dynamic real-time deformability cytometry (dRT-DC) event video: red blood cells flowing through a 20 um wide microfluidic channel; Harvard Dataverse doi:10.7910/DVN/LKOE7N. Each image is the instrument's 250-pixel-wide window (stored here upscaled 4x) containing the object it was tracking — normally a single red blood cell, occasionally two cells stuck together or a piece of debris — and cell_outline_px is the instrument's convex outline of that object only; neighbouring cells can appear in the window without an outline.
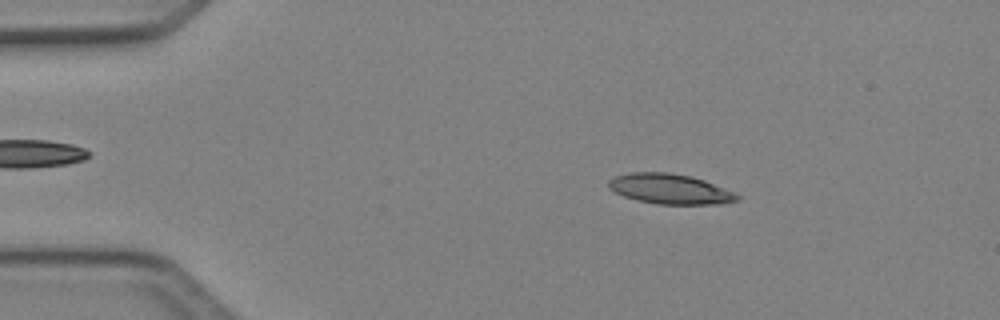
{"species": "Egyptian fruit bat (a non-hibernating species)", "species_latin": "Rousettus aegyptiacus", "temperature_condition": "cold", "stored_images_in_passage": 48, "camera_frame_rate_fps": 3000, "um_per_image_px": 0.085, "animal": {"sex": "female"}, "frame": {"image": 1, "passage_image": 8, "time_ms": 2.333, "image_size_px": [1000, 320], "cell_outline_px": [[740, 200], [724, 204], [656, 204], [636, 200], [624, 196], [608, 188], [608, 180], [616, 176], [628, 172], [668, 172], [692, 176], [704, 180], [736, 192], [740, 196]], "centroid_in_image_um": [56.98, 16.06], "position_along_channel_um": 28.0, "area_um2": 22.83}}
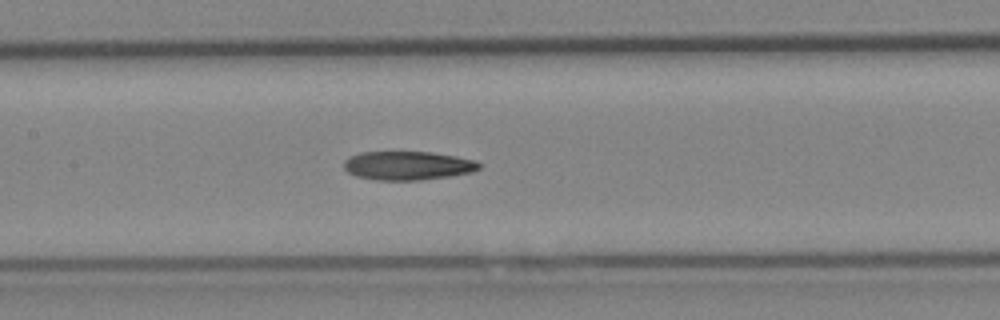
{"frame": {"image": 2, "passage_image": 23, "time_ms": 7.333, "image_size_px": [1000, 320], "cell_outline_px": [[480, 168], [472, 172], [448, 176], [416, 180], [376, 180], [356, 176], [348, 172], [344, 168], [344, 160], [348, 156], [360, 152], [432, 152], [456, 156], [472, 160], [480, 164]], "centroid_in_image_um": [34.6, 14.07], "position_along_channel_um": 172.8, "area_um2": 22.54}}
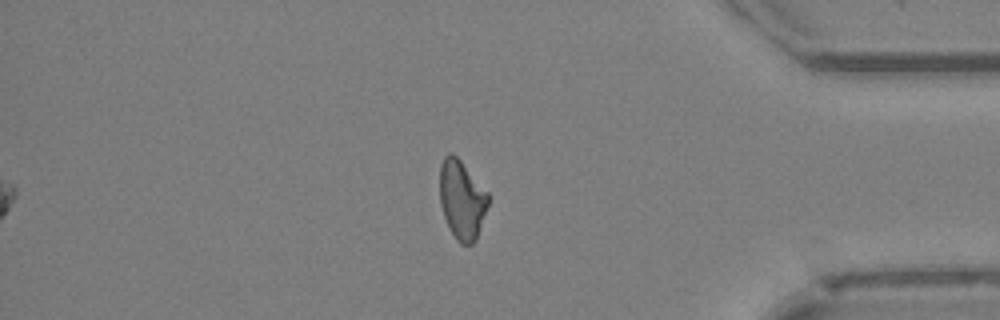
{"frame": {"image": 3, "passage_image": 41, "time_ms": 13.333, "image_size_px": [1000, 320], "cell_outline_px": [[488, 204], [476, 240], [472, 244], [460, 244], [456, 240], [448, 228], [440, 204], [440, 164], [444, 156], [448, 152], [452, 152], [460, 160], [488, 192]], "centroid_in_image_um": [39.24, 16.97], "position_along_channel_um": 396.0, "area_um2": 22.31}, "authors_computed_cell_mechanics": {"area_um2": 22.4842, "velocity_mm_per_s": 4.1757, "shape_relaxation_time_tau1_ms": null, "shape_relaxation_time_tau2_ms": 8.2934, "deformation_change_tau1": null, "deformation_change_tau2": 0.2081}}